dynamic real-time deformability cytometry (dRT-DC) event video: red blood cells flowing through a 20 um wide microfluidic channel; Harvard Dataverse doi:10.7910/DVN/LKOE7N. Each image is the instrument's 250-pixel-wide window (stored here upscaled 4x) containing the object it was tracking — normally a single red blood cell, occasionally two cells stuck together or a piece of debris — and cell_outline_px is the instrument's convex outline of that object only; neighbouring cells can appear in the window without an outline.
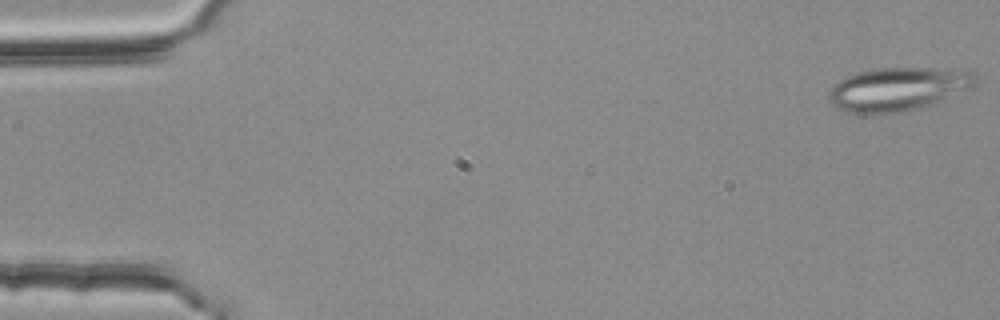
{"species": "common noctule bat (a hibernating species)", "species_latin": "Nyctalus noctula", "temperature_condition": "room temperature", "stored_images_in_passage": 54, "camera_frame_rate_fps": 3000, "um_per_image_px": 0.085, "animal": {"sex": "female", "body_mass_g": 25.1}, "frame": {"image": 1, "passage_image": 1, "time_ms": 0.0, "image_size_px": [1000, 320], "cell_outline_px": [[976, 84], [972, 88], [932, 104], [908, 112], [876, 116], [872, 116], [852, 112], [836, 108], [828, 100], [828, 92], [832, 84], [848, 76], [860, 72], [880, 68], [928, 68], [976, 72]], "centroid_in_image_um": [76.3, 7.61], "position_along_channel_um": 8.7, "area_um2": 37.69}}
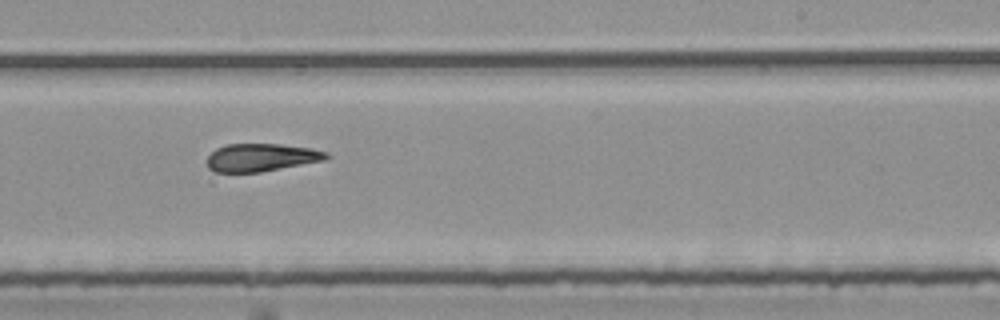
{"frame": {"image": 2, "passage_image": 33, "time_ms": 10.667, "image_size_px": [1000, 320], "cell_outline_px": [[332, 156], [324, 160], [260, 172], [216, 172], [208, 168], [208, 156], [216, 148], [228, 144], [280, 144], [312, 148], [328, 152]], "centroid_in_image_um": [22.24, 13.38], "position_along_channel_um": 266.8, "area_um2": 19.31}}
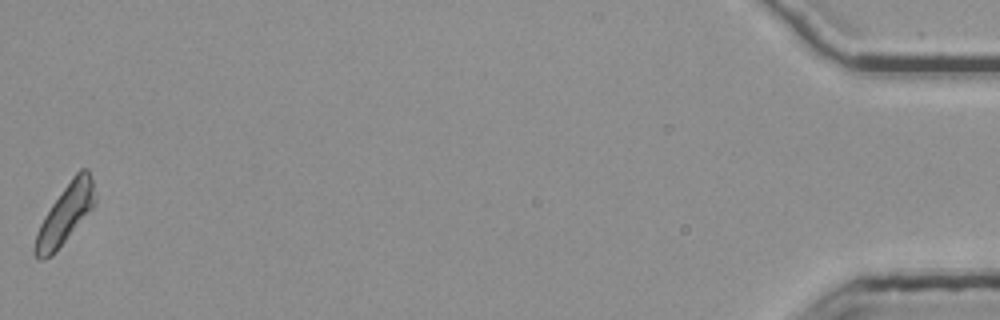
{"frame": {"image": 3, "passage_image": 54, "time_ms": 17.667, "image_size_px": [1000, 320], "cell_outline_px": [[96, 204], [56, 252], [44, 260], [40, 260], [32, 252], [32, 248], [36, 232], [44, 216], [52, 204], [72, 176], [80, 168], [88, 168], [92, 180], [96, 196]], "centroid_in_image_um": [5.53, 18.22], "position_along_channel_um": 429.7, "area_um2": 20.81}, "authors_computed_cell_mechanics": {"area_um2": 20.519, "velocity_mm_per_s": 3.7733, "shape_relaxation_time_tau1_ms": null, "shape_relaxation_time_tau2_ms": 3.6411, "deformation_change_tau1": null, "deformation_change_tau2": 0.1342}}